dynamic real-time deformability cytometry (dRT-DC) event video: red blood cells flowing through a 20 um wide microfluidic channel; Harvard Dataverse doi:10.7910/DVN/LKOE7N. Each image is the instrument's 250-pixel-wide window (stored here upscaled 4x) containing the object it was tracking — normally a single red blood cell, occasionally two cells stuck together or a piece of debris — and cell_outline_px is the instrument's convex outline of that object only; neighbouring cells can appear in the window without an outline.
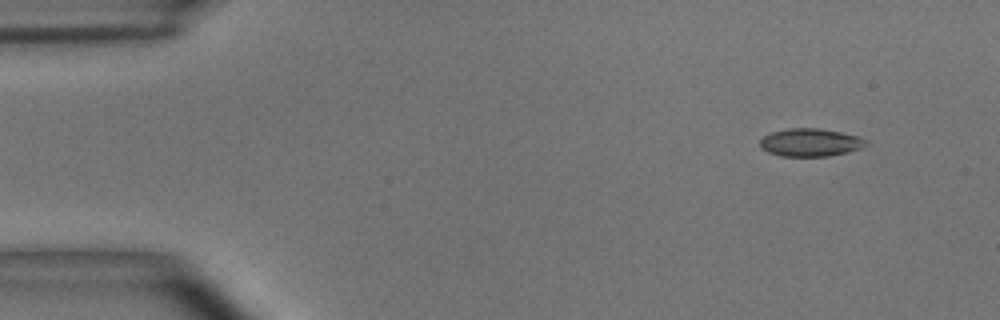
{"species": "common noctule bat (a hibernating species)", "species_latin": "Nyctalus noctula", "temperature_condition": "room temperature", "stored_images_in_passage": 5, "segment_of_instrument_passage": [1, 2], "camera_frame_rate_fps": 3000, "um_per_image_px": 0.085, "animal": {"sex": "male", "body_mass_g": 15.6}, "frame": {"image": 1, "passage_image": 1, "time_ms": 0.0, "image_size_px": [1000, 320], "cell_outline_px": [[868, 144], [860, 148], [848, 152], [828, 156], [780, 156], [768, 152], [760, 148], [760, 140], [764, 136], [772, 132], [788, 128], [820, 128], [840, 132], [856, 136], [868, 140]], "centroid_in_image_um": [68.87, 12.11], "position_along_channel_um": 16.1, "area_um2": 17.22}}
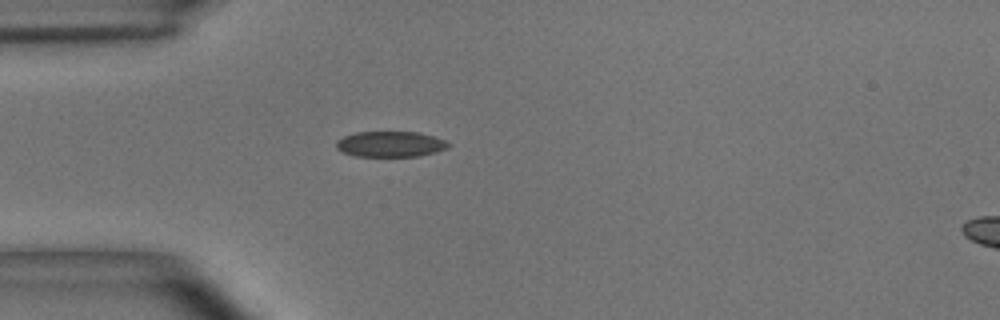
{"frame": {"image": 2, "passage_image": 4, "time_ms": 1.0, "image_size_px": [1000, 320], "cell_outline_px": [[452, 144], [448, 148], [436, 152], [420, 156], [356, 156], [344, 152], [336, 148], [336, 140], [344, 136], [356, 132], [420, 132], [444, 140]], "centroid_in_image_um": [33.2, 12.25], "position_along_channel_um": 51.8, "area_um2": 16.76}}